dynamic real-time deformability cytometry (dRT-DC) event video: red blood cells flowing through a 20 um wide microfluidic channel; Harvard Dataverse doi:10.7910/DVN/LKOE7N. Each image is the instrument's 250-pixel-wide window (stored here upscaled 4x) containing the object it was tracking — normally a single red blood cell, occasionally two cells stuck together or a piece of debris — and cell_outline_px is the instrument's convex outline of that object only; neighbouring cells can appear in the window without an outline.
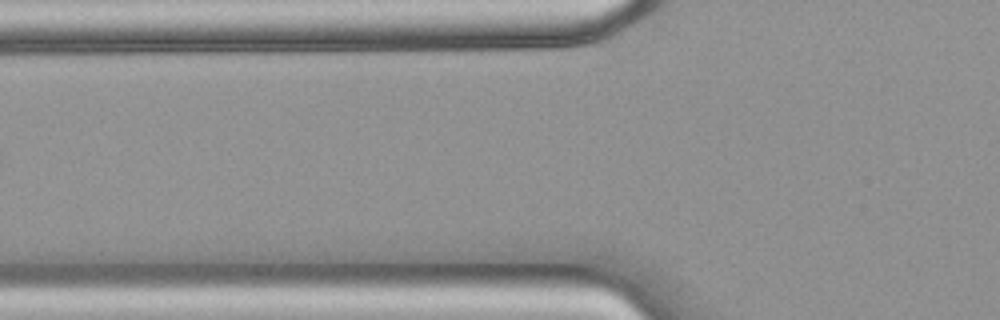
{"species": "common noctule bat (a hibernating species)", "species_latin": "Nyctalus noctula", "temperature_condition": "warm", "stored_images_in_passage": 3, "camera_frame_rate_fps": 3000, "um_per_image_px": 0.085, "animal": {"sex": "female", "body_mass_g": 18.4}, "frame": {"image": 1, "passage_image": 2, "time_ms": 0.333, "image_size_px": [1000, 320], "cell_outline_px": [[584, 284], [580, 288], [360, 288], [356, 284], [380, 268], [584, 268]], "centroid_in_image_um": [40.35, 23.64], "position_along_channel_um": 85.5, "area_um2": 31.44}}